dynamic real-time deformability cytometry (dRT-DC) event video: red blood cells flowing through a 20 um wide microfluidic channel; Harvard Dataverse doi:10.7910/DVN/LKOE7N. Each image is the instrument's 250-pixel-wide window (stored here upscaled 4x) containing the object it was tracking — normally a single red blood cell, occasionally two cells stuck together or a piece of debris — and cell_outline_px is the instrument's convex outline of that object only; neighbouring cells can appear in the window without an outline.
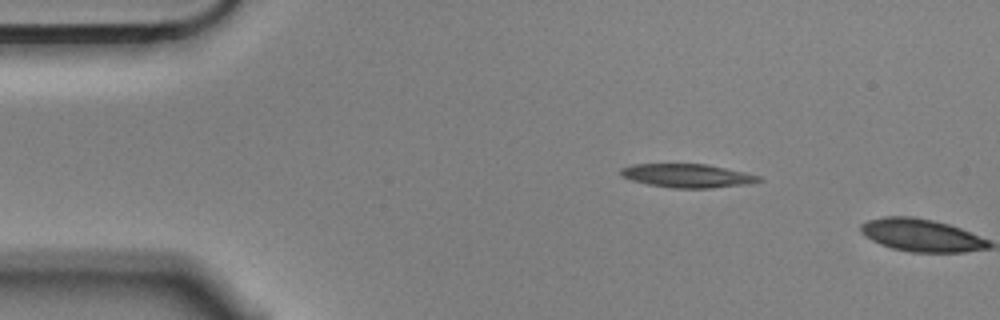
{"species": "Egyptian fruit bat (a non-hibernating species)", "species_latin": "Rousettus aegyptiacus", "temperature_condition": "cold", "stored_images_in_passage": 2, "camera_frame_rate_fps": 3000, "um_per_image_px": 0.085, "animal": {"sex": "male"}, "frame": {"image": 1, "passage_image": 1, "time_ms": 0.0, "image_size_px": [1000, 320], "cell_outline_px": [[764, 180], [748, 184], [712, 188], [672, 188], [648, 184], [632, 180], [620, 176], [620, 168], [632, 164], [708, 164], [744, 172], [760, 176]], "centroid_in_image_um": [58.42, 14.93], "position_along_channel_um": 26.6, "area_um2": 19.07}}